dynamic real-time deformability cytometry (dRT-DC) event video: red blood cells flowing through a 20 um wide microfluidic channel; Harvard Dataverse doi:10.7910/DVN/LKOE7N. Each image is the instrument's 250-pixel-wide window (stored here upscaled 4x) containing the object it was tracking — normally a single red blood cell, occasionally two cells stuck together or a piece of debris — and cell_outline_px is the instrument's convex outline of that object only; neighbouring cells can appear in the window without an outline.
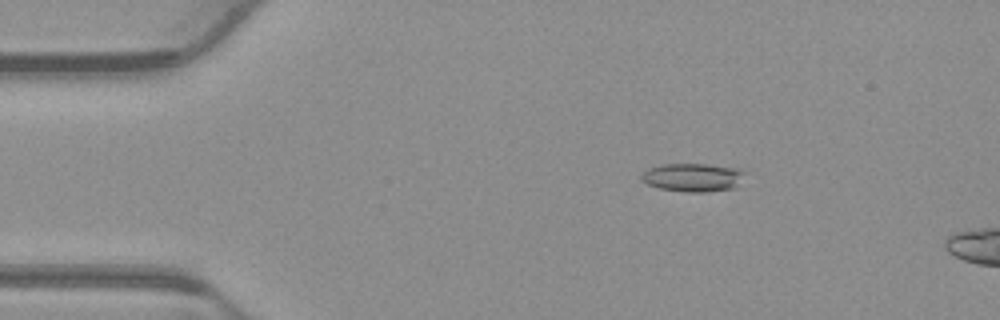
{"species": "common noctule bat (a hibernating species)", "species_latin": "Nyctalus noctula", "temperature_condition": "warm", "stored_images_in_passage": 13, "camera_frame_rate_fps": 3000, "um_per_image_px": 0.085, "animal": {"sex": "male", "body_mass_g": 23.1, "forearm_length_mm": 52.7}, "frame": {"image": 1, "passage_image": 8, "time_ms": 2.333, "image_size_px": [1000, 320], "cell_outline_px": [[744, 172], [732, 188], [708, 192], [688, 192], [660, 188], [648, 184], [640, 180], [640, 176], [648, 168], [660, 164], [704, 164], [740, 168]], "centroid_in_image_um": [58.81, 15.07], "position_along_channel_um": 26.2, "area_um2": 16.82}}